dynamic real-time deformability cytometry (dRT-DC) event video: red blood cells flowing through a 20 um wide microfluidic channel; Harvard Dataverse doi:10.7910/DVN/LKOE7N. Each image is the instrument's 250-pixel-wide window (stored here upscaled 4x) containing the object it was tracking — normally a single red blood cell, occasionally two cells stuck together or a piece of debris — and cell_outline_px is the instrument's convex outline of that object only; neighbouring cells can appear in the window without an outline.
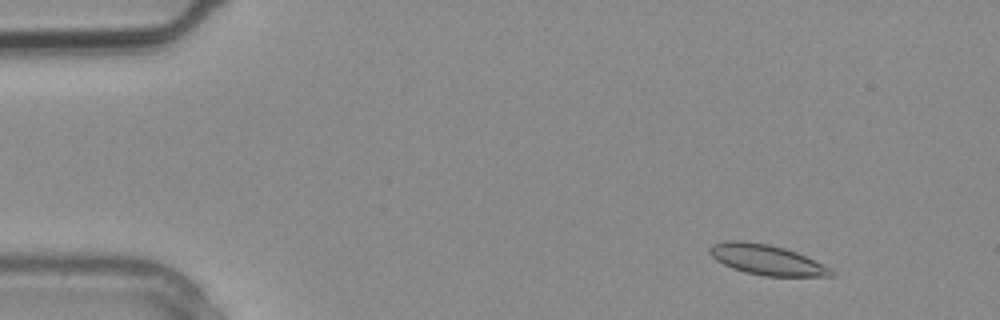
{"species": "common noctule bat (a hibernating species)", "species_latin": "Nyctalus noctula", "temperature_condition": "warm", "stored_images_in_passage": 2, "camera_frame_rate_fps": 3000, "um_per_image_px": 0.085, "animal": {"sex": "male", "body_mass_g": 20.4}, "frame": {"image": 1, "passage_image": 1, "time_ms": 0.0, "image_size_px": [1000, 320], "cell_outline_px": [[836, 272], [832, 276], [764, 276], [744, 272], [732, 268], [716, 260], [708, 252], [708, 248], [712, 244], [724, 240], [744, 240], [768, 244], [784, 248], [796, 252]], "centroid_in_image_um": [65.08, 22.06], "position_along_channel_um": 19.9, "area_um2": 21.27}}